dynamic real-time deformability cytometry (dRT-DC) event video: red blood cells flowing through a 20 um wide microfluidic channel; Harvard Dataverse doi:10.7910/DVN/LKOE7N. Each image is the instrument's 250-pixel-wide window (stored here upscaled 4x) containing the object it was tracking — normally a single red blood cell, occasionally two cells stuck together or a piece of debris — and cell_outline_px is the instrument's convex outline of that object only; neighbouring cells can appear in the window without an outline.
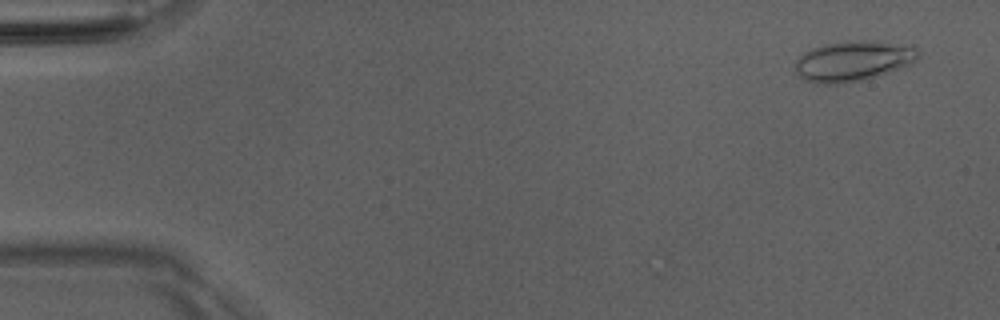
{"species": "Egyptian fruit bat (a non-hibernating species)", "species_latin": "Rousettus aegyptiacus", "temperature_condition": "room temperature", "stored_images_in_passage": 51, "camera_frame_rate_fps": 3000, "um_per_image_px": 0.085, "animal": {"sex": "male"}, "frame": {"image": 1, "passage_image": 3, "time_ms": 0.667, "image_size_px": [1000, 320], "cell_outline_px": [[920, 56], [912, 64], [864, 80], [836, 84], [816, 84], [804, 80], [796, 72], [796, 60], [804, 52], [812, 48], [824, 44], [848, 40], [876, 40], [912, 44], [920, 52]], "centroid_in_image_um": [72.57, 5.16], "position_along_channel_um": 12.4, "area_um2": 29.48}}
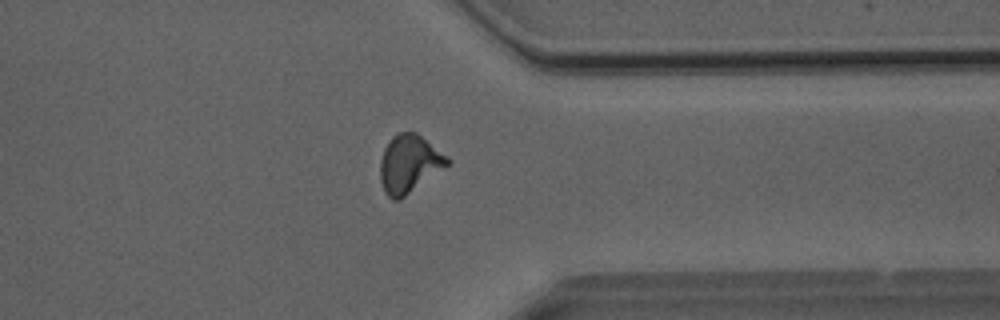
{"frame": {"image": 2, "passage_image": 40, "time_ms": 13.0, "image_size_px": [1000, 320], "cell_outline_px": [[452, 164], [400, 200], [392, 200], [384, 192], [380, 180], [380, 160], [384, 148], [388, 140], [396, 132], [416, 132], [448, 156], [452, 160]], "centroid_in_image_um": [34.8, 13.94], "position_along_channel_um": 376.6, "area_um2": 23.24}}
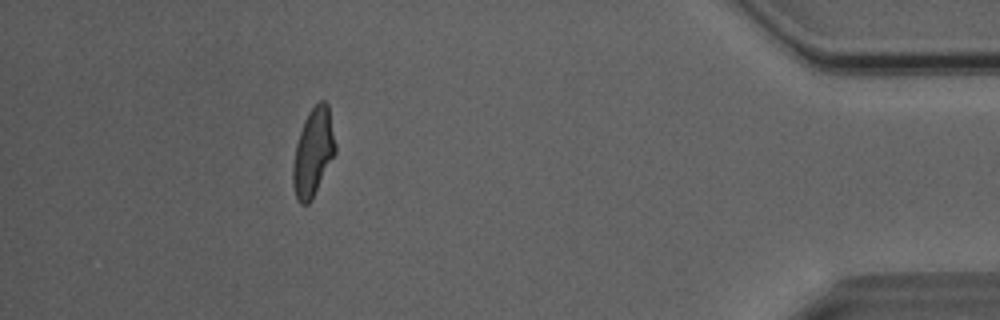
{"frame": {"image": 3, "passage_image": 46, "time_ms": 15.0, "image_size_px": [1000, 320], "cell_outline_px": [[336, 152], [312, 200], [308, 204], [300, 204], [296, 200], [292, 184], [292, 164], [296, 144], [304, 120], [308, 112], [320, 100], [324, 100], [328, 104], [336, 144]], "centroid_in_image_um": [26.61, 12.98], "position_along_channel_um": 408.6, "area_um2": 21.91}, "authors_computed_cell_mechanics": {"area_um2": 21.8484, "velocity_mm_per_s": 4.0555, "shape_relaxation_time_tau1_ms": 6.1141, "shape_relaxation_time_tau2_ms": 1.2352, "deformation_change_tau1": 0.1995, "deformation_change_tau2": 0.0671}}